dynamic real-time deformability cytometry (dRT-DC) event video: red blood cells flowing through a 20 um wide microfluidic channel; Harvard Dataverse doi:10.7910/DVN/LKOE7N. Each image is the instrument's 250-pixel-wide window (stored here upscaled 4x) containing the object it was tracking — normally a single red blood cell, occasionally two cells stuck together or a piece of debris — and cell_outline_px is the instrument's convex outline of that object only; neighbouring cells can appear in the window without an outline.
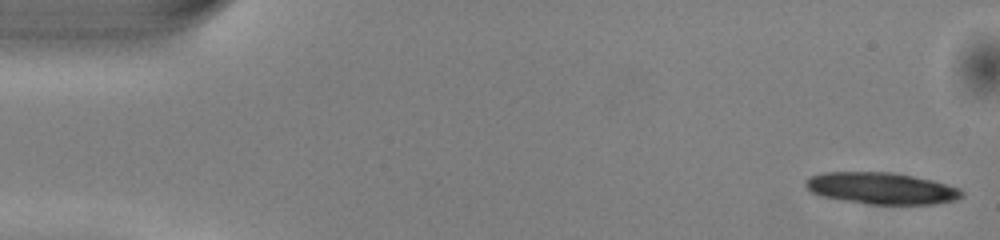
{"species": "common noctule bat (a hibernating species)", "species_latin": "Nyctalus noctula", "temperature_condition": "warm", "stored_images_in_passage": 22, "camera_frame_rate_fps": 3000, "um_per_image_px": 0.085, "animal": {"sex": "male", "body_mass_g": 13.0, "forearm_length_mm": 53.1}, "frame": {"image": 1, "passage_image": 1, "time_ms": 0.0, "image_size_px": [1000, 240], "cell_outline_px": [[964, 196], [956, 200], [932, 204], [868, 204], [820, 196], [812, 192], [804, 184], [804, 180], [808, 176], [824, 172], [892, 172], [932, 180], [960, 188], [964, 192]], "centroid_in_image_um": [74.91, 16.0], "position_along_channel_um": 10.1, "area_um2": 28.9}}